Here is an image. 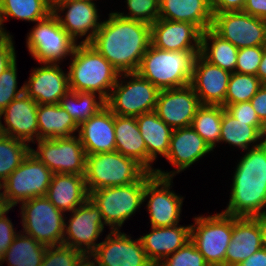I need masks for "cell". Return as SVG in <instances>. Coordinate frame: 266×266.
Instances as JSON below:
<instances>
[{
    "label": "cell",
    "instance_id": "1",
    "mask_svg": "<svg viewBox=\"0 0 266 266\" xmlns=\"http://www.w3.org/2000/svg\"><path fill=\"white\" fill-rule=\"evenodd\" d=\"M108 17L89 44L119 73L136 72L151 45L150 24L122 17L116 11Z\"/></svg>",
    "mask_w": 266,
    "mask_h": 266
},
{
    "label": "cell",
    "instance_id": "2",
    "mask_svg": "<svg viewBox=\"0 0 266 266\" xmlns=\"http://www.w3.org/2000/svg\"><path fill=\"white\" fill-rule=\"evenodd\" d=\"M233 172L225 214L256 217L266 212V140L246 150Z\"/></svg>",
    "mask_w": 266,
    "mask_h": 266
},
{
    "label": "cell",
    "instance_id": "3",
    "mask_svg": "<svg viewBox=\"0 0 266 266\" xmlns=\"http://www.w3.org/2000/svg\"><path fill=\"white\" fill-rule=\"evenodd\" d=\"M69 88L75 92H94L107 99L119 72L89 43H77L68 66Z\"/></svg>",
    "mask_w": 266,
    "mask_h": 266
},
{
    "label": "cell",
    "instance_id": "4",
    "mask_svg": "<svg viewBox=\"0 0 266 266\" xmlns=\"http://www.w3.org/2000/svg\"><path fill=\"white\" fill-rule=\"evenodd\" d=\"M200 51H166L150 45L143 55L137 73L159 90L189 85Z\"/></svg>",
    "mask_w": 266,
    "mask_h": 266
},
{
    "label": "cell",
    "instance_id": "5",
    "mask_svg": "<svg viewBox=\"0 0 266 266\" xmlns=\"http://www.w3.org/2000/svg\"><path fill=\"white\" fill-rule=\"evenodd\" d=\"M147 172L137 161L115 150L86 155L84 179L90 193L97 189L138 182Z\"/></svg>",
    "mask_w": 266,
    "mask_h": 266
},
{
    "label": "cell",
    "instance_id": "6",
    "mask_svg": "<svg viewBox=\"0 0 266 266\" xmlns=\"http://www.w3.org/2000/svg\"><path fill=\"white\" fill-rule=\"evenodd\" d=\"M159 92L137 72L120 73L105 104L115 115L137 117L155 110Z\"/></svg>",
    "mask_w": 266,
    "mask_h": 266
},
{
    "label": "cell",
    "instance_id": "7",
    "mask_svg": "<svg viewBox=\"0 0 266 266\" xmlns=\"http://www.w3.org/2000/svg\"><path fill=\"white\" fill-rule=\"evenodd\" d=\"M145 175L128 185L106 187L89 193V199L100 210L111 231L120 230L126 220L144 204Z\"/></svg>",
    "mask_w": 266,
    "mask_h": 266
},
{
    "label": "cell",
    "instance_id": "8",
    "mask_svg": "<svg viewBox=\"0 0 266 266\" xmlns=\"http://www.w3.org/2000/svg\"><path fill=\"white\" fill-rule=\"evenodd\" d=\"M233 233V216L216 213L194 217L190 240L209 266H225V255Z\"/></svg>",
    "mask_w": 266,
    "mask_h": 266
},
{
    "label": "cell",
    "instance_id": "9",
    "mask_svg": "<svg viewBox=\"0 0 266 266\" xmlns=\"http://www.w3.org/2000/svg\"><path fill=\"white\" fill-rule=\"evenodd\" d=\"M52 175L53 172L29 152L22 163L0 185L1 194L7 205L13 208L29 199L45 196Z\"/></svg>",
    "mask_w": 266,
    "mask_h": 266
},
{
    "label": "cell",
    "instance_id": "10",
    "mask_svg": "<svg viewBox=\"0 0 266 266\" xmlns=\"http://www.w3.org/2000/svg\"><path fill=\"white\" fill-rule=\"evenodd\" d=\"M20 209L21 232L46 246L62 245L65 213L57 209L46 196L22 202Z\"/></svg>",
    "mask_w": 266,
    "mask_h": 266
},
{
    "label": "cell",
    "instance_id": "11",
    "mask_svg": "<svg viewBox=\"0 0 266 266\" xmlns=\"http://www.w3.org/2000/svg\"><path fill=\"white\" fill-rule=\"evenodd\" d=\"M35 24L26 38V46L33 59L40 64H60L63 59L72 56L77 43L60 26L53 13Z\"/></svg>",
    "mask_w": 266,
    "mask_h": 266
},
{
    "label": "cell",
    "instance_id": "12",
    "mask_svg": "<svg viewBox=\"0 0 266 266\" xmlns=\"http://www.w3.org/2000/svg\"><path fill=\"white\" fill-rule=\"evenodd\" d=\"M33 153L53 173L84 175L86 153L77 135L72 137L41 139Z\"/></svg>",
    "mask_w": 266,
    "mask_h": 266
},
{
    "label": "cell",
    "instance_id": "13",
    "mask_svg": "<svg viewBox=\"0 0 266 266\" xmlns=\"http://www.w3.org/2000/svg\"><path fill=\"white\" fill-rule=\"evenodd\" d=\"M173 178H165L147 172L143 202L152 227L177 225L180 221L184 197L171 191Z\"/></svg>",
    "mask_w": 266,
    "mask_h": 266
},
{
    "label": "cell",
    "instance_id": "14",
    "mask_svg": "<svg viewBox=\"0 0 266 266\" xmlns=\"http://www.w3.org/2000/svg\"><path fill=\"white\" fill-rule=\"evenodd\" d=\"M65 215L63 245L90 255L98 246L97 240L104 232L105 223L100 210L88 199L82 205ZM66 220H68L66 222Z\"/></svg>",
    "mask_w": 266,
    "mask_h": 266
},
{
    "label": "cell",
    "instance_id": "15",
    "mask_svg": "<svg viewBox=\"0 0 266 266\" xmlns=\"http://www.w3.org/2000/svg\"><path fill=\"white\" fill-rule=\"evenodd\" d=\"M211 28L238 49L266 45V20L243 11L215 13Z\"/></svg>",
    "mask_w": 266,
    "mask_h": 266
},
{
    "label": "cell",
    "instance_id": "16",
    "mask_svg": "<svg viewBox=\"0 0 266 266\" xmlns=\"http://www.w3.org/2000/svg\"><path fill=\"white\" fill-rule=\"evenodd\" d=\"M90 256L98 266H154L140 239L134 240L121 230H110Z\"/></svg>",
    "mask_w": 266,
    "mask_h": 266
},
{
    "label": "cell",
    "instance_id": "17",
    "mask_svg": "<svg viewBox=\"0 0 266 266\" xmlns=\"http://www.w3.org/2000/svg\"><path fill=\"white\" fill-rule=\"evenodd\" d=\"M51 9L60 26L76 43L78 38L81 39L84 36L85 39L78 43H90L101 27L102 21H99L100 16L94 0H78L57 4ZM63 13L65 16L61 15Z\"/></svg>",
    "mask_w": 266,
    "mask_h": 266
},
{
    "label": "cell",
    "instance_id": "18",
    "mask_svg": "<svg viewBox=\"0 0 266 266\" xmlns=\"http://www.w3.org/2000/svg\"><path fill=\"white\" fill-rule=\"evenodd\" d=\"M211 151L214 150L191 126L174 129L170 138L169 151L165 158L176 169L165 172L156 168L154 174L160 177L173 178Z\"/></svg>",
    "mask_w": 266,
    "mask_h": 266
},
{
    "label": "cell",
    "instance_id": "19",
    "mask_svg": "<svg viewBox=\"0 0 266 266\" xmlns=\"http://www.w3.org/2000/svg\"><path fill=\"white\" fill-rule=\"evenodd\" d=\"M201 106L192 86L160 90L154 112L170 128L190 127Z\"/></svg>",
    "mask_w": 266,
    "mask_h": 266
},
{
    "label": "cell",
    "instance_id": "20",
    "mask_svg": "<svg viewBox=\"0 0 266 266\" xmlns=\"http://www.w3.org/2000/svg\"><path fill=\"white\" fill-rule=\"evenodd\" d=\"M42 64L33 68L29 80L23 84L24 93L38 104H59L70 90L68 72L64 73L60 64Z\"/></svg>",
    "mask_w": 266,
    "mask_h": 266
},
{
    "label": "cell",
    "instance_id": "21",
    "mask_svg": "<svg viewBox=\"0 0 266 266\" xmlns=\"http://www.w3.org/2000/svg\"><path fill=\"white\" fill-rule=\"evenodd\" d=\"M38 103L25 93L15 98L0 113V133L30 145L38 140ZM4 117L1 118V117ZM1 119L4 120L2 124Z\"/></svg>",
    "mask_w": 266,
    "mask_h": 266
},
{
    "label": "cell",
    "instance_id": "22",
    "mask_svg": "<svg viewBox=\"0 0 266 266\" xmlns=\"http://www.w3.org/2000/svg\"><path fill=\"white\" fill-rule=\"evenodd\" d=\"M230 76L231 72L211 64L198 54L190 85L201 105L224 106Z\"/></svg>",
    "mask_w": 266,
    "mask_h": 266
},
{
    "label": "cell",
    "instance_id": "23",
    "mask_svg": "<svg viewBox=\"0 0 266 266\" xmlns=\"http://www.w3.org/2000/svg\"><path fill=\"white\" fill-rule=\"evenodd\" d=\"M150 29L154 47L166 51H200L202 31L194 24L159 18Z\"/></svg>",
    "mask_w": 266,
    "mask_h": 266
},
{
    "label": "cell",
    "instance_id": "24",
    "mask_svg": "<svg viewBox=\"0 0 266 266\" xmlns=\"http://www.w3.org/2000/svg\"><path fill=\"white\" fill-rule=\"evenodd\" d=\"M77 136L86 155L115 151L114 113L105 106L78 126Z\"/></svg>",
    "mask_w": 266,
    "mask_h": 266
},
{
    "label": "cell",
    "instance_id": "25",
    "mask_svg": "<svg viewBox=\"0 0 266 266\" xmlns=\"http://www.w3.org/2000/svg\"><path fill=\"white\" fill-rule=\"evenodd\" d=\"M191 225L179 224L167 227H152L151 232L139 237L147 258L154 265H159L169 255L190 241Z\"/></svg>",
    "mask_w": 266,
    "mask_h": 266
},
{
    "label": "cell",
    "instance_id": "26",
    "mask_svg": "<svg viewBox=\"0 0 266 266\" xmlns=\"http://www.w3.org/2000/svg\"><path fill=\"white\" fill-rule=\"evenodd\" d=\"M262 248L256 217H234L233 233L225 255V266H237Z\"/></svg>",
    "mask_w": 266,
    "mask_h": 266
},
{
    "label": "cell",
    "instance_id": "27",
    "mask_svg": "<svg viewBox=\"0 0 266 266\" xmlns=\"http://www.w3.org/2000/svg\"><path fill=\"white\" fill-rule=\"evenodd\" d=\"M45 196L57 209L72 212L89 199L84 175L53 173Z\"/></svg>",
    "mask_w": 266,
    "mask_h": 266
},
{
    "label": "cell",
    "instance_id": "28",
    "mask_svg": "<svg viewBox=\"0 0 266 266\" xmlns=\"http://www.w3.org/2000/svg\"><path fill=\"white\" fill-rule=\"evenodd\" d=\"M115 150L141 164L148 172L155 173L154 161L147 155L136 117L114 114Z\"/></svg>",
    "mask_w": 266,
    "mask_h": 266
},
{
    "label": "cell",
    "instance_id": "29",
    "mask_svg": "<svg viewBox=\"0 0 266 266\" xmlns=\"http://www.w3.org/2000/svg\"><path fill=\"white\" fill-rule=\"evenodd\" d=\"M213 15L210 0H160L159 18L188 22L202 32L212 27Z\"/></svg>",
    "mask_w": 266,
    "mask_h": 266
},
{
    "label": "cell",
    "instance_id": "30",
    "mask_svg": "<svg viewBox=\"0 0 266 266\" xmlns=\"http://www.w3.org/2000/svg\"><path fill=\"white\" fill-rule=\"evenodd\" d=\"M37 121L38 140L72 137L78 132V125L59 104H38Z\"/></svg>",
    "mask_w": 266,
    "mask_h": 266
},
{
    "label": "cell",
    "instance_id": "31",
    "mask_svg": "<svg viewBox=\"0 0 266 266\" xmlns=\"http://www.w3.org/2000/svg\"><path fill=\"white\" fill-rule=\"evenodd\" d=\"M264 140H266V126L249 125V122L231 116L223 107L219 143H228L245 152L250 147L260 145Z\"/></svg>",
    "mask_w": 266,
    "mask_h": 266
},
{
    "label": "cell",
    "instance_id": "32",
    "mask_svg": "<svg viewBox=\"0 0 266 266\" xmlns=\"http://www.w3.org/2000/svg\"><path fill=\"white\" fill-rule=\"evenodd\" d=\"M136 121L144 139L147 155L155 161L158 154L166 157L169 151L173 129L153 112L141 114Z\"/></svg>",
    "mask_w": 266,
    "mask_h": 266
},
{
    "label": "cell",
    "instance_id": "33",
    "mask_svg": "<svg viewBox=\"0 0 266 266\" xmlns=\"http://www.w3.org/2000/svg\"><path fill=\"white\" fill-rule=\"evenodd\" d=\"M238 50L212 28L206 29L201 34L200 55L211 64L231 73L235 72Z\"/></svg>",
    "mask_w": 266,
    "mask_h": 266
},
{
    "label": "cell",
    "instance_id": "34",
    "mask_svg": "<svg viewBox=\"0 0 266 266\" xmlns=\"http://www.w3.org/2000/svg\"><path fill=\"white\" fill-rule=\"evenodd\" d=\"M46 249V245L20 231L5 251L0 266L4 262H7L8 266H40Z\"/></svg>",
    "mask_w": 266,
    "mask_h": 266
},
{
    "label": "cell",
    "instance_id": "35",
    "mask_svg": "<svg viewBox=\"0 0 266 266\" xmlns=\"http://www.w3.org/2000/svg\"><path fill=\"white\" fill-rule=\"evenodd\" d=\"M79 126L106 106L105 99L94 92H75L69 90L59 102Z\"/></svg>",
    "mask_w": 266,
    "mask_h": 266
},
{
    "label": "cell",
    "instance_id": "36",
    "mask_svg": "<svg viewBox=\"0 0 266 266\" xmlns=\"http://www.w3.org/2000/svg\"><path fill=\"white\" fill-rule=\"evenodd\" d=\"M0 10L3 22L8 18H16L36 23L52 14L46 0H0Z\"/></svg>",
    "mask_w": 266,
    "mask_h": 266
},
{
    "label": "cell",
    "instance_id": "37",
    "mask_svg": "<svg viewBox=\"0 0 266 266\" xmlns=\"http://www.w3.org/2000/svg\"><path fill=\"white\" fill-rule=\"evenodd\" d=\"M223 106L201 105L191 123V127L213 150L220 141Z\"/></svg>",
    "mask_w": 266,
    "mask_h": 266
},
{
    "label": "cell",
    "instance_id": "38",
    "mask_svg": "<svg viewBox=\"0 0 266 266\" xmlns=\"http://www.w3.org/2000/svg\"><path fill=\"white\" fill-rule=\"evenodd\" d=\"M30 150L28 143L0 133V185L22 163Z\"/></svg>",
    "mask_w": 266,
    "mask_h": 266
},
{
    "label": "cell",
    "instance_id": "39",
    "mask_svg": "<svg viewBox=\"0 0 266 266\" xmlns=\"http://www.w3.org/2000/svg\"><path fill=\"white\" fill-rule=\"evenodd\" d=\"M263 83L260 79L251 74L231 73L225 104H236L247 102L257 93Z\"/></svg>",
    "mask_w": 266,
    "mask_h": 266
},
{
    "label": "cell",
    "instance_id": "40",
    "mask_svg": "<svg viewBox=\"0 0 266 266\" xmlns=\"http://www.w3.org/2000/svg\"><path fill=\"white\" fill-rule=\"evenodd\" d=\"M129 13L116 12L122 17L153 24L159 19L160 0H126Z\"/></svg>",
    "mask_w": 266,
    "mask_h": 266
},
{
    "label": "cell",
    "instance_id": "41",
    "mask_svg": "<svg viewBox=\"0 0 266 266\" xmlns=\"http://www.w3.org/2000/svg\"><path fill=\"white\" fill-rule=\"evenodd\" d=\"M17 60L0 75V113L24 93V85L18 88Z\"/></svg>",
    "mask_w": 266,
    "mask_h": 266
},
{
    "label": "cell",
    "instance_id": "42",
    "mask_svg": "<svg viewBox=\"0 0 266 266\" xmlns=\"http://www.w3.org/2000/svg\"><path fill=\"white\" fill-rule=\"evenodd\" d=\"M83 256L79 250L63 244L47 246L40 266H76Z\"/></svg>",
    "mask_w": 266,
    "mask_h": 266
},
{
    "label": "cell",
    "instance_id": "43",
    "mask_svg": "<svg viewBox=\"0 0 266 266\" xmlns=\"http://www.w3.org/2000/svg\"><path fill=\"white\" fill-rule=\"evenodd\" d=\"M157 266H209L195 245L188 241Z\"/></svg>",
    "mask_w": 266,
    "mask_h": 266
},
{
    "label": "cell",
    "instance_id": "44",
    "mask_svg": "<svg viewBox=\"0 0 266 266\" xmlns=\"http://www.w3.org/2000/svg\"><path fill=\"white\" fill-rule=\"evenodd\" d=\"M264 46L244 47L238 50L235 72L257 76Z\"/></svg>",
    "mask_w": 266,
    "mask_h": 266
},
{
    "label": "cell",
    "instance_id": "45",
    "mask_svg": "<svg viewBox=\"0 0 266 266\" xmlns=\"http://www.w3.org/2000/svg\"><path fill=\"white\" fill-rule=\"evenodd\" d=\"M223 107L231 116L243 122H249V125L265 126L260 121L250 101L236 104H225Z\"/></svg>",
    "mask_w": 266,
    "mask_h": 266
},
{
    "label": "cell",
    "instance_id": "46",
    "mask_svg": "<svg viewBox=\"0 0 266 266\" xmlns=\"http://www.w3.org/2000/svg\"><path fill=\"white\" fill-rule=\"evenodd\" d=\"M12 208H9L3 215L0 216V260L3 258L5 251L12 244L15 236L19 233L14 228L13 223L6 216Z\"/></svg>",
    "mask_w": 266,
    "mask_h": 266
},
{
    "label": "cell",
    "instance_id": "47",
    "mask_svg": "<svg viewBox=\"0 0 266 266\" xmlns=\"http://www.w3.org/2000/svg\"><path fill=\"white\" fill-rule=\"evenodd\" d=\"M12 38L0 41V75L17 60Z\"/></svg>",
    "mask_w": 266,
    "mask_h": 266
},
{
    "label": "cell",
    "instance_id": "48",
    "mask_svg": "<svg viewBox=\"0 0 266 266\" xmlns=\"http://www.w3.org/2000/svg\"><path fill=\"white\" fill-rule=\"evenodd\" d=\"M246 0H210L213 14L242 11Z\"/></svg>",
    "mask_w": 266,
    "mask_h": 266
},
{
    "label": "cell",
    "instance_id": "49",
    "mask_svg": "<svg viewBox=\"0 0 266 266\" xmlns=\"http://www.w3.org/2000/svg\"><path fill=\"white\" fill-rule=\"evenodd\" d=\"M250 102L260 121L266 126V84L262 85Z\"/></svg>",
    "mask_w": 266,
    "mask_h": 266
},
{
    "label": "cell",
    "instance_id": "50",
    "mask_svg": "<svg viewBox=\"0 0 266 266\" xmlns=\"http://www.w3.org/2000/svg\"><path fill=\"white\" fill-rule=\"evenodd\" d=\"M242 11L266 20V0H246Z\"/></svg>",
    "mask_w": 266,
    "mask_h": 266
},
{
    "label": "cell",
    "instance_id": "51",
    "mask_svg": "<svg viewBox=\"0 0 266 266\" xmlns=\"http://www.w3.org/2000/svg\"><path fill=\"white\" fill-rule=\"evenodd\" d=\"M237 266H266V250L261 248Z\"/></svg>",
    "mask_w": 266,
    "mask_h": 266
},
{
    "label": "cell",
    "instance_id": "52",
    "mask_svg": "<svg viewBox=\"0 0 266 266\" xmlns=\"http://www.w3.org/2000/svg\"><path fill=\"white\" fill-rule=\"evenodd\" d=\"M257 77L263 84H266V45H264L262 60L257 71Z\"/></svg>",
    "mask_w": 266,
    "mask_h": 266
},
{
    "label": "cell",
    "instance_id": "53",
    "mask_svg": "<svg viewBox=\"0 0 266 266\" xmlns=\"http://www.w3.org/2000/svg\"><path fill=\"white\" fill-rule=\"evenodd\" d=\"M261 230L262 249L266 250V212L256 216Z\"/></svg>",
    "mask_w": 266,
    "mask_h": 266
},
{
    "label": "cell",
    "instance_id": "54",
    "mask_svg": "<svg viewBox=\"0 0 266 266\" xmlns=\"http://www.w3.org/2000/svg\"><path fill=\"white\" fill-rule=\"evenodd\" d=\"M76 266H98V265L90 255H84Z\"/></svg>",
    "mask_w": 266,
    "mask_h": 266
},
{
    "label": "cell",
    "instance_id": "55",
    "mask_svg": "<svg viewBox=\"0 0 266 266\" xmlns=\"http://www.w3.org/2000/svg\"><path fill=\"white\" fill-rule=\"evenodd\" d=\"M3 18H2V13L0 10V41L5 40V39H9L12 35L7 32L4 28V24H3Z\"/></svg>",
    "mask_w": 266,
    "mask_h": 266
},
{
    "label": "cell",
    "instance_id": "56",
    "mask_svg": "<svg viewBox=\"0 0 266 266\" xmlns=\"http://www.w3.org/2000/svg\"><path fill=\"white\" fill-rule=\"evenodd\" d=\"M10 207L7 205L5 198L0 191V216L3 215Z\"/></svg>",
    "mask_w": 266,
    "mask_h": 266
},
{
    "label": "cell",
    "instance_id": "57",
    "mask_svg": "<svg viewBox=\"0 0 266 266\" xmlns=\"http://www.w3.org/2000/svg\"><path fill=\"white\" fill-rule=\"evenodd\" d=\"M47 3L53 8L57 4H62V3H68L72 1H78V0H46Z\"/></svg>",
    "mask_w": 266,
    "mask_h": 266
}]
</instances>
